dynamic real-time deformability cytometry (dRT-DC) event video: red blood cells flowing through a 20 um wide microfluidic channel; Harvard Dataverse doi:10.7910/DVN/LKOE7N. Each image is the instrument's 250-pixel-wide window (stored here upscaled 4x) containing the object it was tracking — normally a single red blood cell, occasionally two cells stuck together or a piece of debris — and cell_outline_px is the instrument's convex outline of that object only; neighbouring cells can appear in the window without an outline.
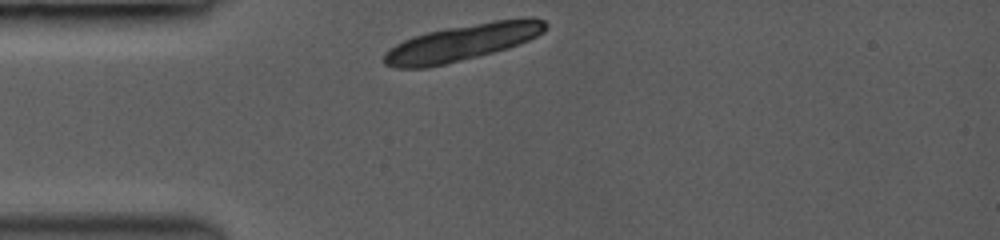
{"species": "common noctule bat (a hibernating species)", "species_latin": "Nyctalus noctula", "temperature_condition": "room temperature", "stored_images_in_passage": 5, "camera_frame_rate_fps": 3500, "um_per_image_px": 0.085, "animal": {"sex": "female", "body_mass_g": 19.0, "forearm_length_mm": 53.3}, "frame": {"image": 1, "passage_image": 1, "time_ms": 0.0, "image_size_px": [1000, 240], "cell_outline_px": [[548, 24], [544, 32], [528, 40], [492, 52], [444, 64], [424, 68], [396, 68], [384, 64], [384, 52], [396, 44], [412, 36], [428, 32], [448, 28], [496, 20], [524, 16], [532, 16], [544, 20]], "centroid_in_image_um": [39.3, 3.59], "position_along_channel_um": 45.7, "area_um2": 33.93}}